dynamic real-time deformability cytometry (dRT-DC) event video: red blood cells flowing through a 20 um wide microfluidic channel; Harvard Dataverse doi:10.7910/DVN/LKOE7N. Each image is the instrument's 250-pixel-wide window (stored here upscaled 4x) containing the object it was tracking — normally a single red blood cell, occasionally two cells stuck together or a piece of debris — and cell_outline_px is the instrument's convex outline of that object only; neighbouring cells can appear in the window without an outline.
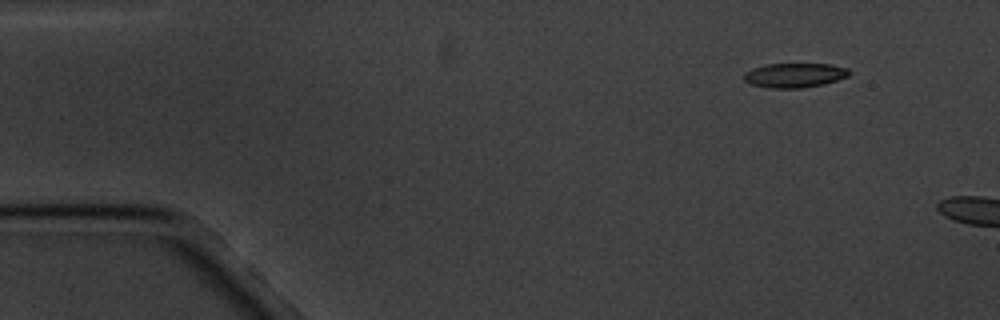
{"species": "common noctule bat (a hibernating species)", "species_latin": "Nyctalus noctula", "temperature_condition": "cold", "stored_images_in_passage": 3, "camera_frame_rate_fps": 3000, "um_per_image_px": 0.085, "animal": {"sex": "male", "body_mass_g": 20.1, "forearm_length_mm": 53.5}, "frame": {"image": 1, "passage_image": 1, "time_ms": 0.0, "image_size_px": [1000, 320], "cell_outline_px": [[852, 72], [848, 76], [824, 84], [804, 88], [772, 88], [752, 84], [744, 80], [744, 72], [752, 68], [764, 64], [828, 64], [848, 68]], "centroid_in_image_um": [67.55, 6.39], "position_along_channel_um": 17.5, "area_um2": 15.03}}